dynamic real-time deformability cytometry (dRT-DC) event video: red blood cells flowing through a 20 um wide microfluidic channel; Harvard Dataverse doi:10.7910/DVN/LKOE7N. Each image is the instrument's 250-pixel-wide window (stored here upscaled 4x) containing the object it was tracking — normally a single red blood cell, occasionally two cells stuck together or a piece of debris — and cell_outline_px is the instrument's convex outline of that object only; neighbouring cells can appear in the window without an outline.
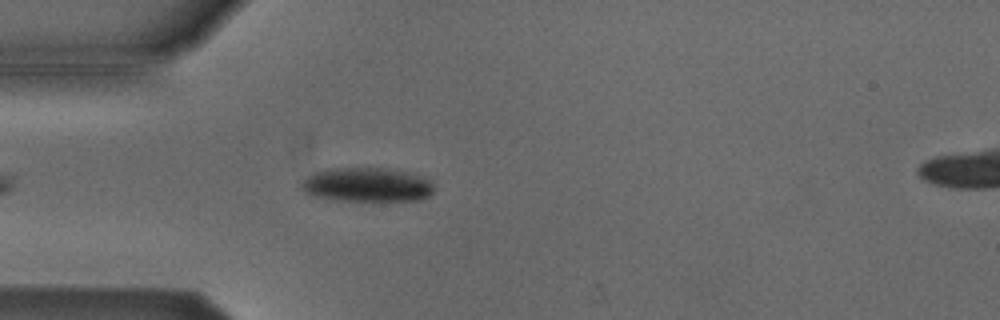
{"species": "Egyptian fruit bat (a non-hibernating species)", "species_latin": "Rousettus aegyptiacus", "temperature_condition": "cold", "stored_images_in_passage": 43, "camera_frame_rate_fps": 3000, "um_per_image_px": 0.085, "animal": {"sex": "male"}, "frame": {"image": 1, "passage_image": 5, "time_ms": 1.333, "image_size_px": [1000, 320], "cell_outline_px": [[432, 192], [428, 196], [420, 200], [332, 200], [312, 196], [304, 192], [300, 188], [300, 180], [304, 176], [312, 172], [328, 168], [388, 168], [408, 172], [424, 176], [432, 184]], "centroid_in_image_um": [31.1, 15.69], "position_along_channel_um": 53.9, "area_um2": 26.76}}
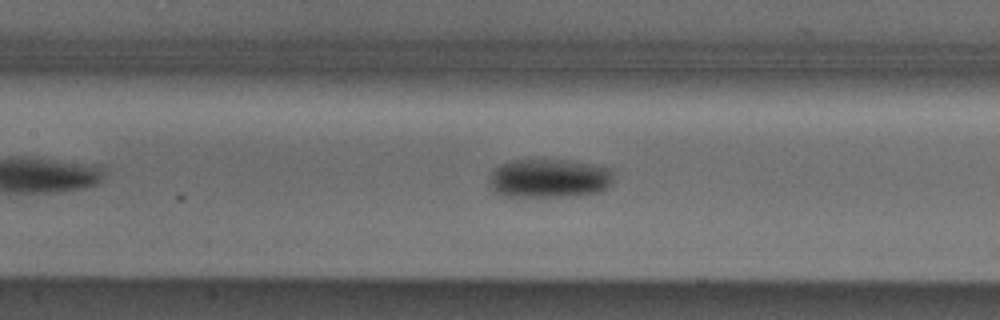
{"frame": {"image": 2, "passage_image": 14, "time_ms": 4.333, "image_size_px": [1000, 320], "cell_outline_px": [[612, 184], [608, 188], [600, 192], [576, 196], [504, 196], [496, 192], [488, 184], [488, 180], [492, 172], [500, 164], [512, 160], [568, 160], [608, 168], [612, 172]], "centroid_in_image_um": [46.67, 15.17], "position_along_channel_um": 160.7, "area_um2": 28.15}}
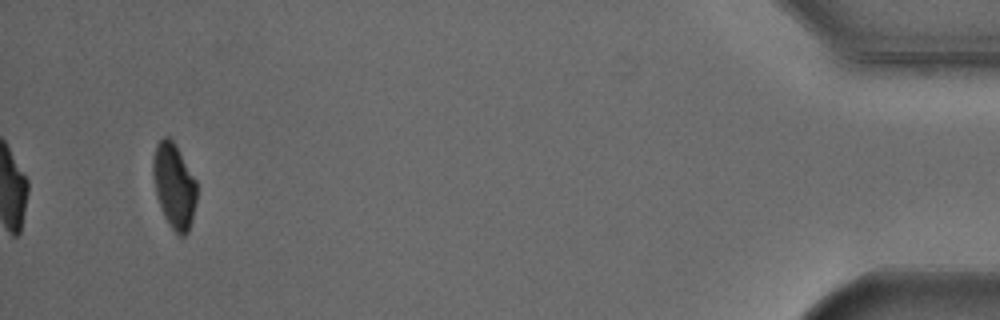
{"frame": {"image": 3, "passage_image": 41, "time_ms": 13.333, "image_size_px": [1000, 320], "cell_outline_px": [[196, 204], [192, 220], [188, 232], [184, 236], [176, 236], [164, 216], [156, 196], [152, 176], [152, 160], [156, 144], [164, 136], [168, 136], [172, 140], [196, 180]], "centroid_in_image_um": [14.78, 15.83], "position_along_channel_um": 420.4, "area_um2": 21.79}, "authors_computed_cell_mechanics": {"area_um2": 25.9522, "velocity_mm_per_s": 3.7962, "shape_relaxation_time_tau1_ms": 6.4097, "shape_relaxation_time_tau2_ms": null, "deformation_change_tau1": 0.1138, "deformation_change_tau2": null}}